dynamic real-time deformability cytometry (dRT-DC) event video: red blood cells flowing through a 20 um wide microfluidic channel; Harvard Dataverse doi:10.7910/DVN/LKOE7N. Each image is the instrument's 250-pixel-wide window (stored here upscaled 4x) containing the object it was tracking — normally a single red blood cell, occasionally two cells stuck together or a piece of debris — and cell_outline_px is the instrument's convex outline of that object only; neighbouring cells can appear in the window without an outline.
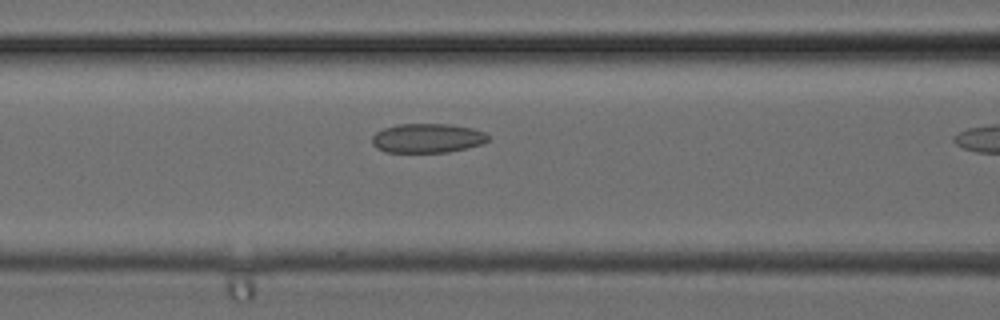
{"species": "common noctule bat (a hibernating species)", "species_latin": "Nyctalus noctula", "temperature_condition": "cold", "stored_images_in_passage": 6, "camera_frame_rate_fps": 3000, "um_per_image_px": 0.085, "animal": {"sex": "female", "body_mass_g": 24.6, "forearm_length_mm": 56.2}, "frame": {"image": 1, "passage_image": 5, "time_ms": 1.333, "image_size_px": [1000, 320], "cell_outline_px": [[488, 140], [480, 144], [448, 152], [384, 152], [376, 148], [372, 144], [372, 136], [376, 132], [384, 128], [396, 124], [448, 124], [472, 128], [484, 132], [488, 136]], "centroid_in_image_um": [36.27, 11.74], "position_along_channel_um": 130.3, "area_um2": 19.71}}